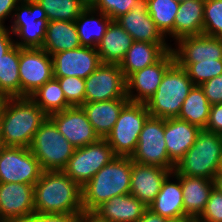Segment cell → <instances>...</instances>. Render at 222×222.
Here are the masks:
<instances>
[{
	"label": "cell",
	"instance_id": "4dcf8cb0",
	"mask_svg": "<svg viewBox=\"0 0 222 222\" xmlns=\"http://www.w3.org/2000/svg\"><path fill=\"white\" fill-rule=\"evenodd\" d=\"M0 95L7 98L21 97L18 45H14L0 59Z\"/></svg>",
	"mask_w": 222,
	"mask_h": 222
},
{
	"label": "cell",
	"instance_id": "60d3db41",
	"mask_svg": "<svg viewBox=\"0 0 222 222\" xmlns=\"http://www.w3.org/2000/svg\"><path fill=\"white\" fill-rule=\"evenodd\" d=\"M79 214H57L34 212L19 222H78Z\"/></svg>",
	"mask_w": 222,
	"mask_h": 222
},
{
	"label": "cell",
	"instance_id": "bcb514c9",
	"mask_svg": "<svg viewBox=\"0 0 222 222\" xmlns=\"http://www.w3.org/2000/svg\"><path fill=\"white\" fill-rule=\"evenodd\" d=\"M78 222H109V221L106 219H103L94 211L83 210L79 214V221Z\"/></svg>",
	"mask_w": 222,
	"mask_h": 222
},
{
	"label": "cell",
	"instance_id": "681fc988",
	"mask_svg": "<svg viewBox=\"0 0 222 222\" xmlns=\"http://www.w3.org/2000/svg\"><path fill=\"white\" fill-rule=\"evenodd\" d=\"M214 187L222 192V175H216L214 178Z\"/></svg>",
	"mask_w": 222,
	"mask_h": 222
},
{
	"label": "cell",
	"instance_id": "1f68e13d",
	"mask_svg": "<svg viewBox=\"0 0 222 222\" xmlns=\"http://www.w3.org/2000/svg\"><path fill=\"white\" fill-rule=\"evenodd\" d=\"M211 104L208 102L203 89L194 85L184 100L178 119L189 122L205 129L210 113Z\"/></svg>",
	"mask_w": 222,
	"mask_h": 222
},
{
	"label": "cell",
	"instance_id": "52a82bcc",
	"mask_svg": "<svg viewBox=\"0 0 222 222\" xmlns=\"http://www.w3.org/2000/svg\"><path fill=\"white\" fill-rule=\"evenodd\" d=\"M7 25L20 48H42L48 18L36 0H21ZM19 39V40H18Z\"/></svg>",
	"mask_w": 222,
	"mask_h": 222
},
{
	"label": "cell",
	"instance_id": "f6af8a7d",
	"mask_svg": "<svg viewBox=\"0 0 222 222\" xmlns=\"http://www.w3.org/2000/svg\"><path fill=\"white\" fill-rule=\"evenodd\" d=\"M21 0H0V26H6L5 22L12 18L17 4Z\"/></svg>",
	"mask_w": 222,
	"mask_h": 222
},
{
	"label": "cell",
	"instance_id": "d6986e66",
	"mask_svg": "<svg viewBox=\"0 0 222 222\" xmlns=\"http://www.w3.org/2000/svg\"><path fill=\"white\" fill-rule=\"evenodd\" d=\"M173 172L155 165H143L132 161L130 194L149 207L161 190L166 177Z\"/></svg>",
	"mask_w": 222,
	"mask_h": 222
},
{
	"label": "cell",
	"instance_id": "44dd1931",
	"mask_svg": "<svg viewBox=\"0 0 222 222\" xmlns=\"http://www.w3.org/2000/svg\"><path fill=\"white\" fill-rule=\"evenodd\" d=\"M202 129L178 118L164 119V137L169 159L174 163L195 143Z\"/></svg>",
	"mask_w": 222,
	"mask_h": 222
},
{
	"label": "cell",
	"instance_id": "7c38bea8",
	"mask_svg": "<svg viewBox=\"0 0 222 222\" xmlns=\"http://www.w3.org/2000/svg\"><path fill=\"white\" fill-rule=\"evenodd\" d=\"M21 97H29L54 78L52 56L42 48L19 47Z\"/></svg>",
	"mask_w": 222,
	"mask_h": 222
},
{
	"label": "cell",
	"instance_id": "2e32d148",
	"mask_svg": "<svg viewBox=\"0 0 222 222\" xmlns=\"http://www.w3.org/2000/svg\"><path fill=\"white\" fill-rule=\"evenodd\" d=\"M54 77L75 76L86 79L100 65L96 48L80 46L52 55Z\"/></svg>",
	"mask_w": 222,
	"mask_h": 222
},
{
	"label": "cell",
	"instance_id": "5b68a950",
	"mask_svg": "<svg viewBox=\"0 0 222 222\" xmlns=\"http://www.w3.org/2000/svg\"><path fill=\"white\" fill-rule=\"evenodd\" d=\"M193 86L186 70L175 62L165 72L156 92L145 103L150 116L178 118L182 104Z\"/></svg>",
	"mask_w": 222,
	"mask_h": 222
},
{
	"label": "cell",
	"instance_id": "603a6c76",
	"mask_svg": "<svg viewBox=\"0 0 222 222\" xmlns=\"http://www.w3.org/2000/svg\"><path fill=\"white\" fill-rule=\"evenodd\" d=\"M181 181L184 214L198 219L205 210L209 195L214 188V180L205 177L176 175Z\"/></svg>",
	"mask_w": 222,
	"mask_h": 222
},
{
	"label": "cell",
	"instance_id": "d4e9b609",
	"mask_svg": "<svg viewBox=\"0 0 222 222\" xmlns=\"http://www.w3.org/2000/svg\"><path fill=\"white\" fill-rule=\"evenodd\" d=\"M148 208L166 219L185 216L181 181L173 172L163 181L161 190Z\"/></svg>",
	"mask_w": 222,
	"mask_h": 222
},
{
	"label": "cell",
	"instance_id": "7dc6e473",
	"mask_svg": "<svg viewBox=\"0 0 222 222\" xmlns=\"http://www.w3.org/2000/svg\"><path fill=\"white\" fill-rule=\"evenodd\" d=\"M166 220V218L161 217L159 214L147 208L138 222H166Z\"/></svg>",
	"mask_w": 222,
	"mask_h": 222
},
{
	"label": "cell",
	"instance_id": "ab89813d",
	"mask_svg": "<svg viewBox=\"0 0 222 222\" xmlns=\"http://www.w3.org/2000/svg\"><path fill=\"white\" fill-rule=\"evenodd\" d=\"M198 220L202 222H222V192L215 187L211 191L205 210Z\"/></svg>",
	"mask_w": 222,
	"mask_h": 222
},
{
	"label": "cell",
	"instance_id": "8d00e7d4",
	"mask_svg": "<svg viewBox=\"0 0 222 222\" xmlns=\"http://www.w3.org/2000/svg\"><path fill=\"white\" fill-rule=\"evenodd\" d=\"M202 34L222 37V0H205Z\"/></svg>",
	"mask_w": 222,
	"mask_h": 222
},
{
	"label": "cell",
	"instance_id": "f35d334b",
	"mask_svg": "<svg viewBox=\"0 0 222 222\" xmlns=\"http://www.w3.org/2000/svg\"><path fill=\"white\" fill-rule=\"evenodd\" d=\"M139 0H92L90 6L106 14L112 21L128 13Z\"/></svg>",
	"mask_w": 222,
	"mask_h": 222
},
{
	"label": "cell",
	"instance_id": "e575fe53",
	"mask_svg": "<svg viewBox=\"0 0 222 222\" xmlns=\"http://www.w3.org/2000/svg\"><path fill=\"white\" fill-rule=\"evenodd\" d=\"M45 10L48 21L74 22L89 5L85 0H36Z\"/></svg>",
	"mask_w": 222,
	"mask_h": 222
},
{
	"label": "cell",
	"instance_id": "f546056e",
	"mask_svg": "<svg viewBox=\"0 0 222 222\" xmlns=\"http://www.w3.org/2000/svg\"><path fill=\"white\" fill-rule=\"evenodd\" d=\"M112 21L103 12L93 9L90 5L74 21L82 46L97 48L106 29Z\"/></svg>",
	"mask_w": 222,
	"mask_h": 222
},
{
	"label": "cell",
	"instance_id": "f1b7e54d",
	"mask_svg": "<svg viewBox=\"0 0 222 222\" xmlns=\"http://www.w3.org/2000/svg\"><path fill=\"white\" fill-rule=\"evenodd\" d=\"M82 46L75 22L48 21L42 49L51 56Z\"/></svg>",
	"mask_w": 222,
	"mask_h": 222
},
{
	"label": "cell",
	"instance_id": "484cf974",
	"mask_svg": "<svg viewBox=\"0 0 222 222\" xmlns=\"http://www.w3.org/2000/svg\"><path fill=\"white\" fill-rule=\"evenodd\" d=\"M147 208L129 193L112 197L98 206L94 212L109 222H138Z\"/></svg>",
	"mask_w": 222,
	"mask_h": 222
},
{
	"label": "cell",
	"instance_id": "74e56055",
	"mask_svg": "<svg viewBox=\"0 0 222 222\" xmlns=\"http://www.w3.org/2000/svg\"><path fill=\"white\" fill-rule=\"evenodd\" d=\"M61 85L65 99L72 106H82L85 103V79L66 76L54 77Z\"/></svg>",
	"mask_w": 222,
	"mask_h": 222
},
{
	"label": "cell",
	"instance_id": "277c9868",
	"mask_svg": "<svg viewBox=\"0 0 222 222\" xmlns=\"http://www.w3.org/2000/svg\"><path fill=\"white\" fill-rule=\"evenodd\" d=\"M222 162V135L202 129L195 143L175 164L173 173L214 180Z\"/></svg>",
	"mask_w": 222,
	"mask_h": 222
},
{
	"label": "cell",
	"instance_id": "4316f807",
	"mask_svg": "<svg viewBox=\"0 0 222 222\" xmlns=\"http://www.w3.org/2000/svg\"><path fill=\"white\" fill-rule=\"evenodd\" d=\"M134 40L116 21L108 25L97 52L102 63L120 64Z\"/></svg>",
	"mask_w": 222,
	"mask_h": 222
},
{
	"label": "cell",
	"instance_id": "816d5d0a",
	"mask_svg": "<svg viewBox=\"0 0 222 222\" xmlns=\"http://www.w3.org/2000/svg\"><path fill=\"white\" fill-rule=\"evenodd\" d=\"M216 175H222V162H221L220 170H219V172Z\"/></svg>",
	"mask_w": 222,
	"mask_h": 222
},
{
	"label": "cell",
	"instance_id": "ac0fdd59",
	"mask_svg": "<svg viewBox=\"0 0 222 222\" xmlns=\"http://www.w3.org/2000/svg\"><path fill=\"white\" fill-rule=\"evenodd\" d=\"M171 47L176 63H197L222 59V37L206 35L179 39Z\"/></svg>",
	"mask_w": 222,
	"mask_h": 222
},
{
	"label": "cell",
	"instance_id": "e0dca14e",
	"mask_svg": "<svg viewBox=\"0 0 222 222\" xmlns=\"http://www.w3.org/2000/svg\"><path fill=\"white\" fill-rule=\"evenodd\" d=\"M34 186L0 183V214L4 222H19L34 210Z\"/></svg>",
	"mask_w": 222,
	"mask_h": 222
},
{
	"label": "cell",
	"instance_id": "7a4b0ae2",
	"mask_svg": "<svg viewBox=\"0 0 222 222\" xmlns=\"http://www.w3.org/2000/svg\"><path fill=\"white\" fill-rule=\"evenodd\" d=\"M47 117L30 97L8 98L0 121L1 145L29 148Z\"/></svg>",
	"mask_w": 222,
	"mask_h": 222
},
{
	"label": "cell",
	"instance_id": "30bf717a",
	"mask_svg": "<svg viewBox=\"0 0 222 222\" xmlns=\"http://www.w3.org/2000/svg\"><path fill=\"white\" fill-rule=\"evenodd\" d=\"M115 157L112 147L105 139L84 147L75 148L73 156L62 170L81 188Z\"/></svg>",
	"mask_w": 222,
	"mask_h": 222
},
{
	"label": "cell",
	"instance_id": "11a10c76",
	"mask_svg": "<svg viewBox=\"0 0 222 222\" xmlns=\"http://www.w3.org/2000/svg\"><path fill=\"white\" fill-rule=\"evenodd\" d=\"M175 1H178V2H183V1H186V0H175Z\"/></svg>",
	"mask_w": 222,
	"mask_h": 222
},
{
	"label": "cell",
	"instance_id": "d590c367",
	"mask_svg": "<svg viewBox=\"0 0 222 222\" xmlns=\"http://www.w3.org/2000/svg\"><path fill=\"white\" fill-rule=\"evenodd\" d=\"M177 64L186 70L194 85L200 86L202 83L222 74V59Z\"/></svg>",
	"mask_w": 222,
	"mask_h": 222
},
{
	"label": "cell",
	"instance_id": "83f0119b",
	"mask_svg": "<svg viewBox=\"0 0 222 222\" xmlns=\"http://www.w3.org/2000/svg\"><path fill=\"white\" fill-rule=\"evenodd\" d=\"M205 0L180 2L174 20V41L188 36L202 35Z\"/></svg>",
	"mask_w": 222,
	"mask_h": 222
},
{
	"label": "cell",
	"instance_id": "cb8c5ba5",
	"mask_svg": "<svg viewBox=\"0 0 222 222\" xmlns=\"http://www.w3.org/2000/svg\"><path fill=\"white\" fill-rule=\"evenodd\" d=\"M171 44L134 41L119 64L125 78L156 63L167 51L171 50L173 46Z\"/></svg>",
	"mask_w": 222,
	"mask_h": 222
},
{
	"label": "cell",
	"instance_id": "8992f818",
	"mask_svg": "<svg viewBox=\"0 0 222 222\" xmlns=\"http://www.w3.org/2000/svg\"><path fill=\"white\" fill-rule=\"evenodd\" d=\"M29 149L39 161L43 171H55L66 167L75 147L47 117L35 133Z\"/></svg>",
	"mask_w": 222,
	"mask_h": 222
},
{
	"label": "cell",
	"instance_id": "9c48e42d",
	"mask_svg": "<svg viewBox=\"0 0 222 222\" xmlns=\"http://www.w3.org/2000/svg\"><path fill=\"white\" fill-rule=\"evenodd\" d=\"M133 162L155 165L174 171L175 164L169 159L164 137V119L149 116L139 134L138 144L132 156Z\"/></svg>",
	"mask_w": 222,
	"mask_h": 222
},
{
	"label": "cell",
	"instance_id": "9f6ffc18",
	"mask_svg": "<svg viewBox=\"0 0 222 222\" xmlns=\"http://www.w3.org/2000/svg\"><path fill=\"white\" fill-rule=\"evenodd\" d=\"M0 222H4V221L2 220L1 214H0Z\"/></svg>",
	"mask_w": 222,
	"mask_h": 222
},
{
	"label": "cell",
	"instance_id": "ba28073f",
	"mask_svg": "<svg viewBox=\"0 0 222 222\" xmlns=\"http://www.w3.org/2000/svg\"><path fill=\"white\" fill-rule=\"evenodd\" d=\"M150 116L145 103L128 102L120 112L111 132L105 140L115 156L131 157L138 144L144 122Z\"/></svg>",
	"mask_w": 222,
	"mask_h": 222
},
{
	"label": "cell",
	"instance_id": "7402d4cb",
	"mask_svg": "<svg viewBox=\"0 0 222 222\" xmlns=\"http://www.w3.org/2000/svg\"><path fill=\"white\" fill-rule=\"evenodd\" d=\"M129 102L128 98L84 103L83 108L95 133L105 139L119 118L122 108Z\"/></svg>",
	"mask_w": 222,
	"mask_h": 222
},
{
	"label": "cell",
	"instance_id": "b9f144b4",
	"mask_svg": "<svg viewBox=\"0 0 222 222\" xmlns=\"http://www.w3.org/2000/svg\"><path fill=\"white\" fill-rule=\"evenodd\" d=\"M200 87L211 105L222 103V74L202 83Z\"/></svg>",
	"mask_w": 222,
	"mask_h": 222
},
{
	"label": "cell",
	"instance_id": "3957f363",
	"mask_svg": "<svg viewBox=\"0 0 222 222\" xmlns=\"http://www.w3.org/2000/svg\"><path fill=\"white\" fill-rule=\"evenodd\" d=\"M132 159L115 156L82 187V208L94 211L112 197L130 193Z\"/></svg>",
	"mask_w": 222,
	"mask_h": 222
},
{
	"label": "cell",
	"instance_id": "f907efd6",
	"mask_svg": "<svg viewBox=\"0 0 222 222\" xmlns=\"http://www.w3.org/2000/svg\"><path fill=\"white\" fill-rule=\"evenodd\" d=\"M7 99H8L7 97L0 95V121H1L2 112L7 102Z\"/></svg>",
	"mask_w": 222,
	"mask_h": 222
},
{
	"label": "cell",
	"instance_id": "ee69618b",
	"mask_svg": "<svg viewBox=\"0 0 222 222\" xmlns=\"http://www.w3.org/2000/svg\"><path fill=\"white\" fill-rule=\"evenodd\" d=\"M14 45V37L8 26H0V59Z\"/></svg>",
	"mask_w": 222,
	"mask_h": 222
},
{
	"label": "cell",
	"instance_id": "8fae6325",
	"mask_svg": "<svg viewBox=\"0 0 222 222\" xmlns=\"http://www.w3.org/2000/svg\"><path fill=\"white\" fill-rule=\"evenodd\" d=\"M43 169L29 148H0V183L35 185Z\"/></svg>",
	"mask_w": 222,
	"mask_h": 222
},
{
	"label": "cell",
	"instance_id": "ffe728a7",
	"mask_svg": "<svg viewBox=\"0 0 222 222\" xmlns=\"http://www.w3.org/2000/svg\"><path fill=\"white\" fill-rule=\"evenodd\" d=\"M134 41L168 43L147 11L146 0H139L126 14L115 20Z\"/></svg>",
	"mask_w": 222,
	"mask_h": 222
},
{
	"label": "cell",
	"instance_id": "5bb4252c",
	"mask_svg": "<svg viewBox=\"0 0 222 222\" xmlns=\"http://www.w3.org/2000/svg\"><path fill=\"white\" fill-rule=\"evenodd\" d=\"M175 63L172 50L156 63L132 73L126 79V96L130 102L146 103L156 92L165 72Z\"/></svg>",
	"mask_w": 222,
	"mask_h": 222
},
{
	"label": "cell",
	"instance_id": "4fadbf2b",
	"mask_svg": "<svg viewBox=\"0 0 222 222\" xmlns=\"http://www.w3.org/2000/svg\"><path fill=\"white\" fill-rule=\"evenodd\" d=\"M127 98L126 78L119 64L101 63L85 79V103Z\"/></svg>",
	"mask_w": 222,
	"mask_h": 222
},
{
	"label": "cell",
	"instance_id": "f5cc1de1",
	"mask_svg": "<svg viewBox=\"0 0 222 222\" xmlns=\"http://www.w3.org/2000/svg\"><path fill=\"white\" fill-rule=\"evenodd\" d=\"M194 222H202V221H200V220H198V219H194Z\"/></svg>",
	"mask_w": 222,
	"mask_h": 222
},
{
	"label": "cell",
	"instance_id": "9a60e30c",
	"mask_svg": "<svg viewBox=\"0 0 222 222\" xmlns=\"http://www.w3.org/2000/svg\"><path fill=\"white\" fill-rule=\"evenodd\" d=\"M48 118L75 148L84 147L100 139L81 106L66 108L48 116Z\"/></svg>",
	"mask_w": 222,
	"mask_h": 222
},
{
	"label": "cell",
	"instance_id": "6da1fadb",
	"mask_svg": "<svg viewBox=\"0 0 222 222\" xmlns=\"http://www.w3.org/2000/svg\"><path fill=\"white\" fill-rule=\"evenodd\" d=\"M34 210L37 213L80 214L82 188L62 170L43 171L34 185Z\"/></svg>",
	"mask_w": 222,
	"mask_h": 222
},
{
	"label": "cell",
	"instance_id": "7bdbcfd3",
	"mask_svg": "<svg viewBox=\"0 0 222 222\" xmlns=\"http://www.w3.org/2000/svg\"><path fill=\"white\" fill-rule=\"evenodd\" d=\"M206 131L222 135V103L211 105Z\"/></svg>",
	"mask_w": 222,
	"mask_h": 222
},
{
	"label": "cell",
	"instance_id": "d6a6232c",
	"mask_svg": "<svg viewBox=\"0 0 222 222\" xmlns=\"http://www.w3.org/2000/svg\"><path fill=\"white\" fill-rule=\"evenodd\" d=\"M147 11L162 35L174 41V20L180 2L175 0H146ZM172 38V39H171Z\"/></svg>",
	"mask_w": 222,
	"mask_h": 222
},
{
	"label": "cell",
	"instance_id": "db71d44e",
	"mask_svg": "<svg viewBox=\"0 0 222 222\" xmlns=\"http://www.w3.org/2000/svg\"><path fill=\"white\" fill-rule=\"evenodd\" d=\"M88 4H90V2L92 1V0H85Z\"/></svg>",
	"mask_w": 222,
	"mask_h": 222
},
{
	"label": "cell",
	"instance_id": "c3c4849f",
	"mask_svg": "<svg viewBox=\"0 0 222 222\" xmlns=\"http://www.w3.org/2000/svg\"><path fill=\"white\" fill-rule=\"evenodd\" d=\"M166 222H194V220L187 216H182L180 218L167 219Z\"/></svg>",
	"mask_w": 222,
	"mask_h": 222
},
{
	"label": "cell",
	"instance_id": "836d02e7",
	"mask_svg": "<svg viewBox=\"0 0 222 222\" xmlns=\"http://www.w3.org/2000/svg\"><path fill=\"white\" fill-rule=\"evenodd\" d=\"M29 97L47 116L71 107L65 99L59 81L55 78L46 82Z\"/></svg>",
	"mask_w": 222,
	"mask_h": 222
}]
</instances>
